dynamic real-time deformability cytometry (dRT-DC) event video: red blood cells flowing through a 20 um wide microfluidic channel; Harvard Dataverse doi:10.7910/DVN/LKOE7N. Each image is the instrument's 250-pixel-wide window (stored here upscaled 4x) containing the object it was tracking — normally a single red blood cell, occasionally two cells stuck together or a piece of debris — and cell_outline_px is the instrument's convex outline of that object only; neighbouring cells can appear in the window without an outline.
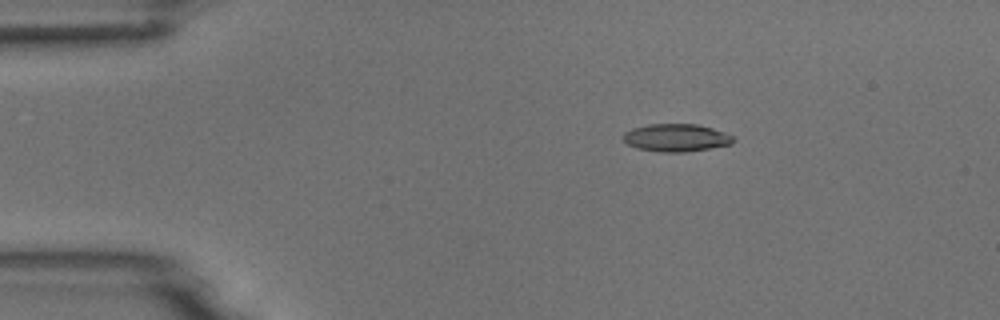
{"species": "common noctule bat (a hibernating species)", "species_latin": "Nyctalus noctula", "temperature_condition": "room temperature", "stored_images_in_passage": 5, "camera_frame_rate_fps": 3000, "um_per_image_px": 0.085, "animal": {"sex": "male", "body_mass_g": 18.8}, "frame": {"image": 1, "passage_image": 3, "time_ms": 0.667, "image_size_px": [1000, 320], "cell_outline_px": [[732, 144], [684, 152], [660, 152], [636, 148], [628, 144], [624, 140], [624, 132], [632, 128], [648, 124], [696, 124], [712, 128], [724, 132], [732, 136]], "centroid_in_image_um": [57.44, 11.7], "position_along_channel_um": 27.6, "area_um2": 17.57}}